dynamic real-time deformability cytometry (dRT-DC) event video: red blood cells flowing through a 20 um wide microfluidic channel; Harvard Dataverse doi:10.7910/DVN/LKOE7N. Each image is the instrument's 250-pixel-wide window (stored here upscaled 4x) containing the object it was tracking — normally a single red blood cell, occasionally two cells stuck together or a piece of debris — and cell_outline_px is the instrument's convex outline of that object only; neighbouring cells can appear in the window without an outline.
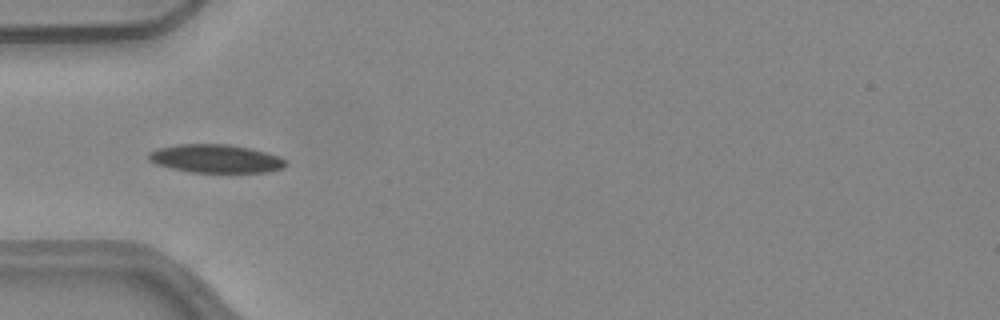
{"species": "common noctule bat (a hibernating species)", "species_latin": "Nyctalus noctula", "temperature_condition": "warm", "stored_images_in_passage": 27, "camera_frame_rate_fps": 3000, "um_per_image_px": 0.085, "animal": {"sex": "female", "body_mass_g": 24.6, "forearm_length_mm": 56.2}, "frame": {"image": 1, "passage_image": 4, "time_ms": 1.0, "image_size_px": [1000, 320], "cell_outline_px": [[288, 164], [284, 168], [268, 172], [188, 172], [156, 164], [148, 160], [148, 152], [156, 148], [176, 144], [228, 144], [248, 148], [280, 156], [288, 160]], "centroid_in_image_um": [18.34, 13.48], "position_along_channel_um": 66.7, "area_um2": 22.83}}
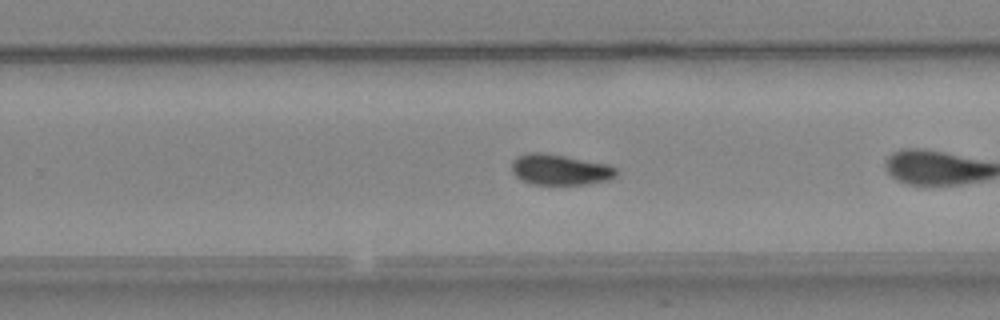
{"frame": {"image": 2, "passage_image": 15, "time_ms": 4.667, "image_size_px": [1000, 320], "cell_outline_px": [[616, 176], [608, 180], [588, 184], [532, 184], [516, 176], [512, 172], [512, 160], [516, 156], [532, 152], [540, 152], [564, 156], [608, 164], [616, 168]], "centroid_in_image_um": [47.59, 14.42], "position_along_channel_um": 282.2, "area_um2": 18.55}}
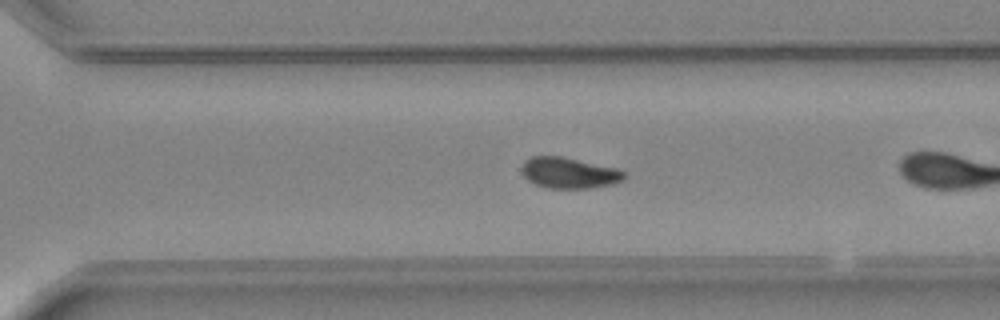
{"frame": {"image": 3, "passage_image": 18, "time_ms": 5.667, "image_size_px": [1000, 320], "cell_outline_px": [[628, 176], [624, 180], [612, 184], [592, 188], [548, 188], [536, 184], [528, 180], [524, 176], [520, 168], [524, 160], [532, 156], [560, 156], [616, 168], [624, 172]], "centroid_in_image_um": [48.37, 14.7], "position_along_channel_um": 322.2, "area_um2": 18.5}, "authors_computed_cell_mechanics": {"area_um2": 19.0162, "velocity_mm_per_s": 4.0125, "shape_relaxation_time_tau1_ms": 2.7695, "shape_relaxation_time_tau2_ms": null, "deformation_change_tau1": 0.1096, "deformation_change_tau2": null}}